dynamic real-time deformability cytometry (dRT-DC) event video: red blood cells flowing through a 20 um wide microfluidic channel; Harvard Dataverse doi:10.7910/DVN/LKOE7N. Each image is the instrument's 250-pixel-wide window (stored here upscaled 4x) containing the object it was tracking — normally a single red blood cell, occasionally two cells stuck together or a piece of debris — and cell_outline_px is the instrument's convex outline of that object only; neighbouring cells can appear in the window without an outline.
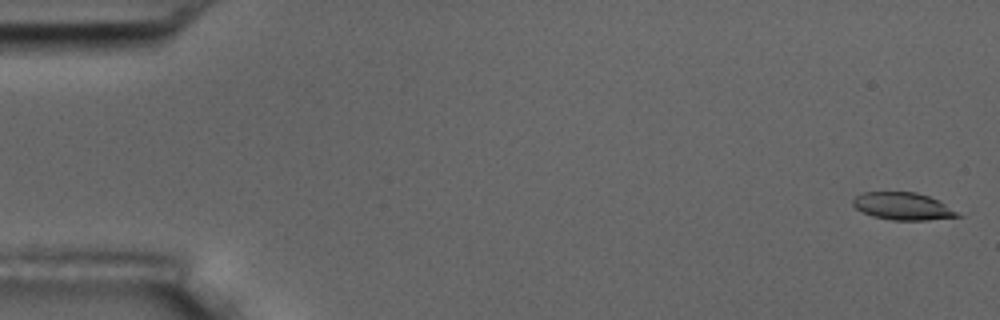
{"species": "common noctule bat (a hibernating species)", "species_latin": "Nyctalus noctula", "temperature_condition": "room temperature", "stored_images_in_passage": 57, "camera_frame_rate_fps": 3000, "um_per_image_px": 0.085, "animal": {"sex": "male", "body_mass_g": 17.5, "forearm_length_mm": 52.3}, "frame": {"image": 1, "passage_image": 1, "time_ms": 0.0, "image_size_px": [1000, 320], "cell_outline_px": [[964, 216], [928, 220], [892, 220], [872, 216], [856, 208], [852, 204], [852, 200], [856, 196], [864, 192], [916, 192], [928, 196], [944, 204]], "centroid_in_image_um": [76.73, 17.53], "position_along_channel_um": 8.3, "area_um2": 16.53}}
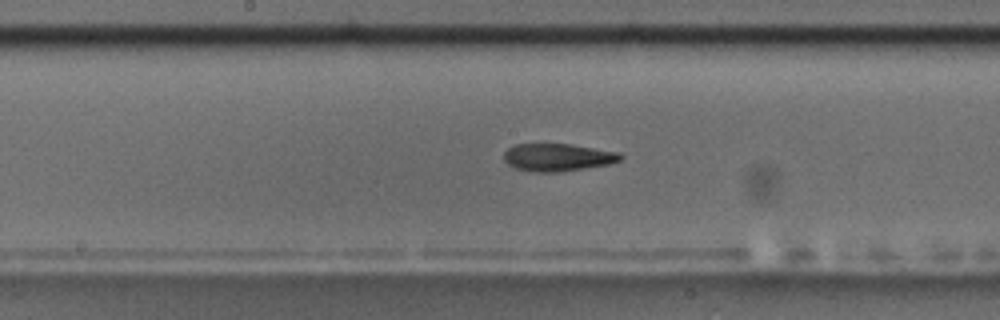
{"frame": {"image": 2, "passage_image": 29, "time_ms": 9.333, "image_size_px": [1000, 320], "cell_outline_px": [[624, 156], [620, 160], [608, 164], [560, 172], [536, 172], [516, 168], [508, 164], [504, 160], [504, 152], [512, 144], [572, 144], [620, 152]], "centroid_in_image_um": [47.41, 13.36], "position_along_channel_um": 200.8, "area_um2": 18.79}}
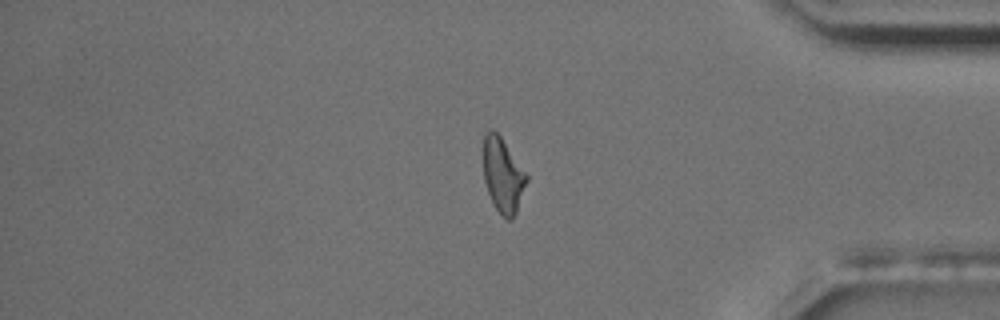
{"frame": {"image": 3, "passage_image": 47, "time_ms": 15.333, "image_size_px": [1000, 320], "cell_outline_px": [[528, 180], [516, 212], [512, 220], [504, 220], [496, 208], [488, 192], [484, 180], [484, 132], [492, 128], [500, 136], [528, 176]], "centroid_in_image_um": [42.74, 14.91], "position_along_channel_um": 392.5, "area_um2": 18.55}, "authors_computed_cell_mechanics": {"area_um2": 18.9006, "velocity_mm_per_s": 3.5985, "shape_relaxation_time_tau1_ms": 6.4381, "shape_relaxation_time_tau2_ms": 3.4882, "deformation_change_tau1": 0.2017, "deformation_change_tau2": 0.1108}}